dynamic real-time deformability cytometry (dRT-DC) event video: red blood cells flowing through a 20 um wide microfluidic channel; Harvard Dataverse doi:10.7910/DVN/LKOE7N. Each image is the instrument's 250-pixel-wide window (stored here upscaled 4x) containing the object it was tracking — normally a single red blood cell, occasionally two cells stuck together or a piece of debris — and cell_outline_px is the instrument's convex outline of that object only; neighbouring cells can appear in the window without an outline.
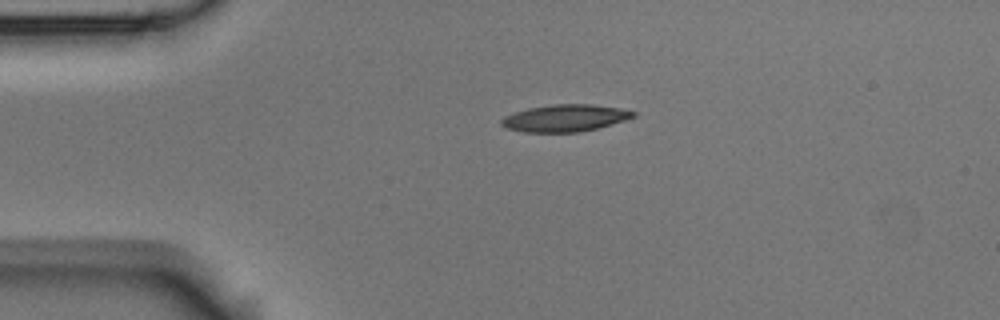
{"species": "Egyptian fruit bat (a non-hibernating species)", "species_latin": "Rousettus aegyptiacus", "temperature_condition": "room temperature", "stored_images_in_passage": 2, "camera_frame_rate_fps": 3000, "um_per_image_px": 0.085, "animal": {"sex": "male"}, "frame": {"image": 1, "passage_image": 1, "time_ms": 0.0, "image_size_px": [1000, 320], "cell_outline_px": [[636, 116], [624, 120], [596, 128], [580, 132], [524, 132], [508, 128], [500, 124], [500, 120], [504, 116], [528, 108], [552, 104], [592, 104], [620, 108], [636, 112]], "centroid_in_image_um": [48.01, 10.03], "position_along_channel_um": 37.0, "area_um2": 20.63}}